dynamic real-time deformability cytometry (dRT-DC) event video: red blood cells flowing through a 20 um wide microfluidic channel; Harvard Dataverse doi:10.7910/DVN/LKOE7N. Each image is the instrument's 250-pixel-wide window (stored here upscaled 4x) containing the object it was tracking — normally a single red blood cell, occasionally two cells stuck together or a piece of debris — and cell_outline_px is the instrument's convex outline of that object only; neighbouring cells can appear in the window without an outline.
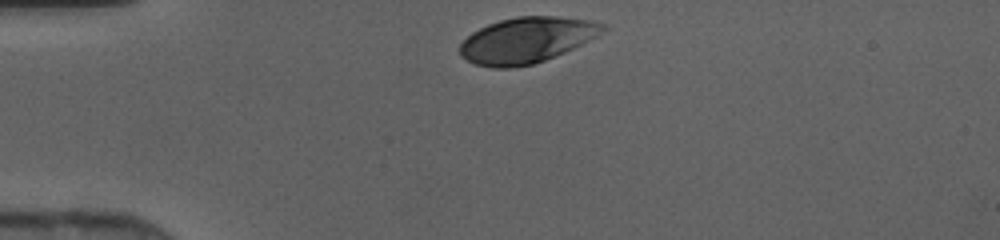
{"species": "human", "species_latin": "Homo sapiens", "temperature_condition": "cold", "stored_images_in_passage": 28, "camera_frame_rate_fps": 3000, "um_per_image_px": 0.085, "donor": {"sex": "female"}, "frame": {"image": 1, "passage_image": 1, "time_ms": 0.0, "image_size_px": [1000, 240], "cell_outline_px": [[608, 28], [596, 36], [564, 52], [544, 60], [532, 64], [508, 68], [492, 68], [476, 64], [460, 56], [460, 44], [472, 32], [488, 24], [500, 20], [516, 16], [560, 16], [592, 20], [604, 24]], "centroid_in_image_um": [44.76, 3.39], "position_along_channel_um": 40.2, "area_um2": 37.86}}
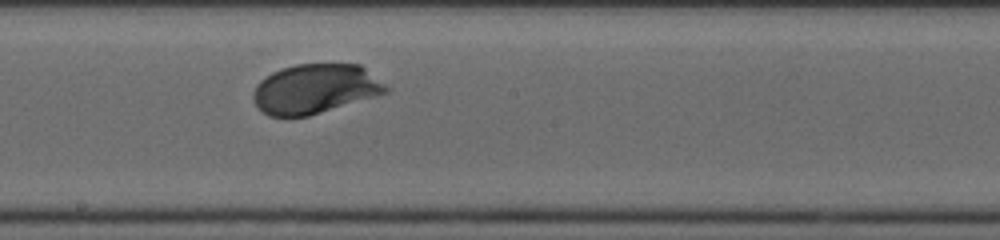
{"frame": {"image": 2, "passage_image": 16, "time_ms": 5.0, "image_size_px": [1000, 240], "cell_outline_px": [[388, 92], [376, 96], [308, 116], [268, 116], [256, 104], [252, 96], [252, 92], [256, 84], [260, 80], [272, 72], [280, 68], [296, 64], [360, 64], [384, 84], [388, 88]], "centroid_in_image_um": [26.75, 7.54], "position_along_channel_um": 221.4, "area_um2": 38.09}}
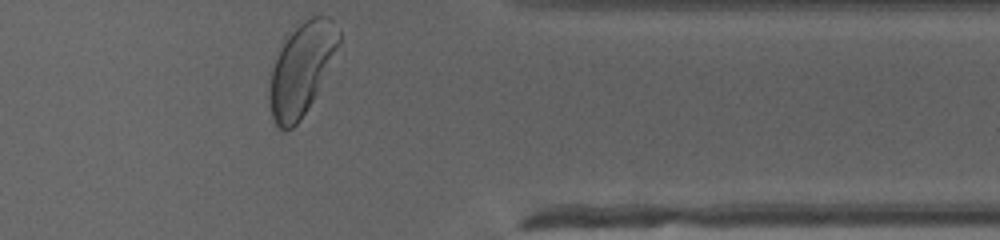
{"frame": {"image": 3, "passage_image": 28, "time_ms": 9.0, "image_size_px": [1000, 240], "cell_outline_px": [[340, 40], [316, 92], [312, 100], [300, 120], [292, 128], [284, 132], [276, 128], [268, 104], [268, 88], [272, 68], [280, 48], [288, 36], [304, 20], [312, 16], [328, 16], [340, 28]], "centroid_in_image_um": [25.58, 5.9], "position_along_channel_um": 385.8, "area_um2": 36.59}}